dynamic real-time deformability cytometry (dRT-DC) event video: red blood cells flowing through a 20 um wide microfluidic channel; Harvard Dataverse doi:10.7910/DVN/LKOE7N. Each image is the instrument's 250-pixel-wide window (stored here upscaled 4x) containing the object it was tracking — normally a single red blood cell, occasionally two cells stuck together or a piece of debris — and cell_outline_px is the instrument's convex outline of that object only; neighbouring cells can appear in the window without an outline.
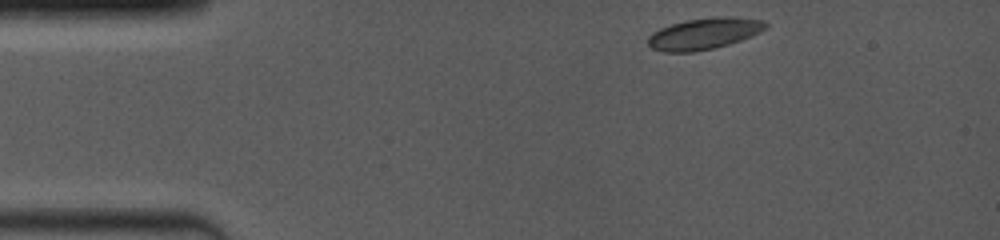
{"species": "common noctule bat (a hibernating species)", "species_latin": "Nyctalus noctula", "temperature_condition": "room temperature", "stored_images_in_passage": 59, "camera_frame_rate_fps": 4000, "um_per_image_px": 0.085, "animal": {"sex": "female", "body_mass_g": 19.0, "forearm_length_mm": 53.3}, "frame": {"image": 1, "passage_image": 1, "time_ms": 0.0, "image_size_px": [1000, 240], "cell_outline_px": [[768, 28], [752, 36], [716, 48], [692, 52], [664, 52], [652, 48], [648, 44], [648, 36], [652, 32], [660, 28], [672, 24], [688, 20], [712, 16], [732, 16], [764, 20], [768, 24]], "centroid_in_image_um": [59.88, 2.85], "position_along_channel_um": 25.1, "area_um2": 21.73}}
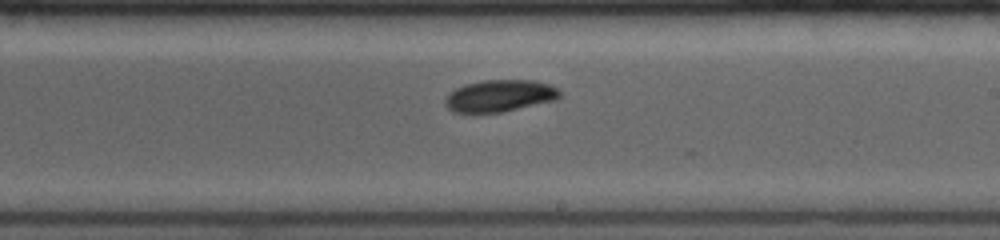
{"frame": {"image": 2, "passage_image": 38, "time_ms": 7.25, "image_size_px": [1000, 240], "cell_outline_px": [[560, 96], [556, 100], [504, 112], [476, 116], [452, 112], [444, 104], [444, 100], [456, 88], [464, 84], [484, 80], [532, 80], [548, 84], [556, 88], [560, 92]], "centroid_in_image_um": [42.41, 8.2], "position_along_channel_um": 246.6, "area_um2": 21.96}}
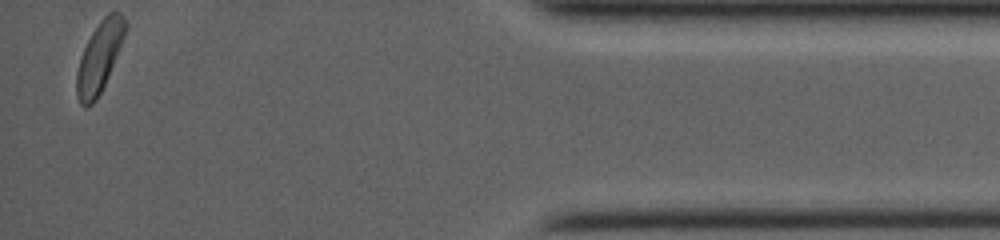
{"frame": {"image": 3, "passage_image": 59, "time_ms": 13.0, "image_size_px": [1000, 240], "cell_outline_px": [[128, 28], [108, 76], [96, 100], [92, 104], [84, 108], [80, 104], [76, 96], [76, 72], [80, 56], [92, 32], [100, 20], [108, 12], [120, 12], [128, 24]], "centroid_in_image_um": [8.44, 4.85], "position_along_channel_um": 426.8, "area_um2": 20.0}, "authors_computed_cell_mechanics": {"area_um2": 21.3282, "velocity_mm_per_s": 4.0083, "shape_relaxation_time_tau1_ms": 3.3439, "shape_relaxation_time_tau2_ms": null, "deformation_change_tau1": 0.0938, "deformation_change_tau2": null}}